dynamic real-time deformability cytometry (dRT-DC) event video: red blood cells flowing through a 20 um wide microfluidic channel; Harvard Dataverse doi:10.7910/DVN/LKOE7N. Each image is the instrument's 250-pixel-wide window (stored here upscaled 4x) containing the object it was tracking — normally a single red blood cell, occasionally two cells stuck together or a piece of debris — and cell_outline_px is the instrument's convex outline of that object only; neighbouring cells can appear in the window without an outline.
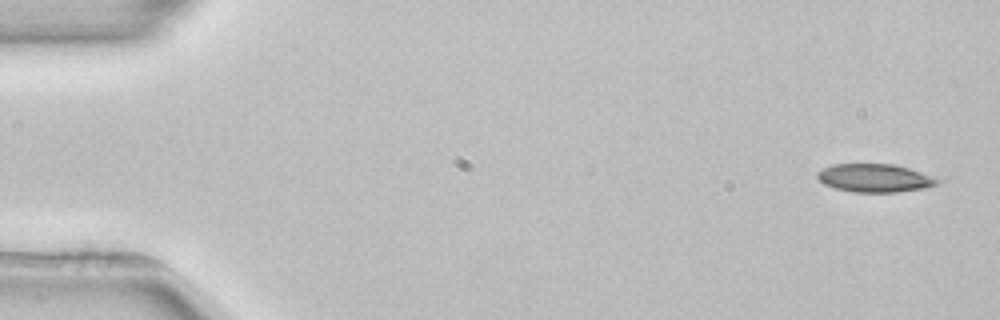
{"species": "common noctule bat (a hibernating species)", "species_latin": "Nyctalus noctula", "temperature_condition": "room temperature", "stored_images_in_passage": 3, "camera_frame_rate_fps": 3000, "um_per_image_px": 0.085, "animal": {"sex": "female", "body_mass_g": 22.7, "forearm_length_mm": 54.2}, "frame": {"image": 1, "passage_image": 1, "time_ms": 0.0, "image_size_px": [1000, 320], "cell_outline_px": [[940, 180], [936, 184], [924, 188], [896, 192], [852, 192], [836, 188], [824, 184], [816, 176], [816, 172], [832, 164], [892, 164], [908, 168], [920, 172]], "centroid_in_image_um": [74.3, 15.13], "position_along_channel_um": 10.7, "area_um2": 19.48}}
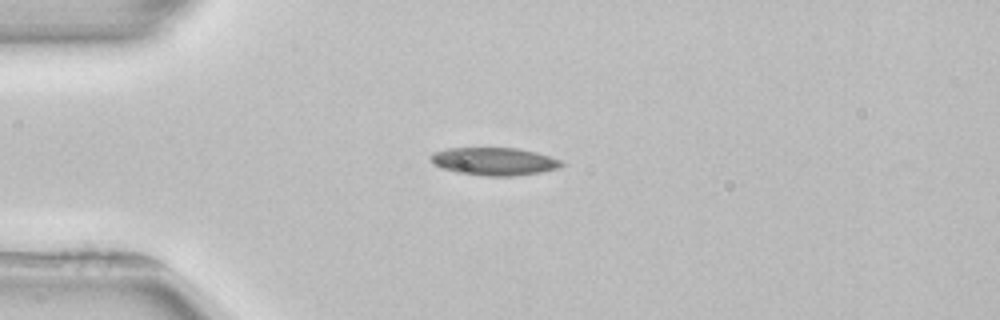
{"frame": {"image": 2, "passage_image": 3, "time_ms": 3.667, "image_size_px": [1000, 320], "cell_outline_px": [[564, 164], [560, 168], [540, 172], [516, 176], [488, 176], [456, 172], [440, 168], [432, 164], [428, 156], [432, 152], [448, 148], [516, 148], [536, 152], [560, 160]], "centroid_in_image_um": [41.95, 13.72], "position_along_channel_um": 43.1, "area_um2": 21.33}}